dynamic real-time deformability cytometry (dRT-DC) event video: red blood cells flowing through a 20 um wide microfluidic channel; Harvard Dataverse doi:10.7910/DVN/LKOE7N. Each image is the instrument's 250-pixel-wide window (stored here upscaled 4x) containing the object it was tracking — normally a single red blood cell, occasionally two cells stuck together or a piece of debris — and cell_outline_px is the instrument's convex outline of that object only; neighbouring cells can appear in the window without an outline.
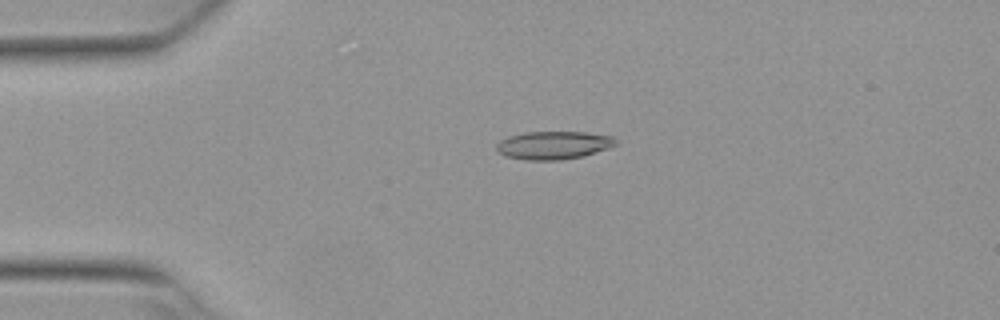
{"species": "Egyptian fruit bat (a non-hibernating species)", "species_latin": "Rousettus aegyptiacus", "temperature_condition": "warm", "stored_images_in_passage": 53, "camera_frame_rate_fps": 3000, "um_per_image_px": 0.085, "animal": {"sex": "female"}, "frame": {"image": 1, "passage_image": 12, "time_ms": 3.667, "image_size_px": [1000, 320], "cell_outline_px": [[616, 144], [608, 148], [584, 156], [560, 160], [524, 160], [504, 156], [496, 152], [496, 144], [500, 140], [508, 136], [524, 132], [584, 132], [612, 136], [616, 140]], "centroid_in_image_um": [46.99, 12.35], "position_along_channel_um": 38.0, "area_um2": 19.65}}
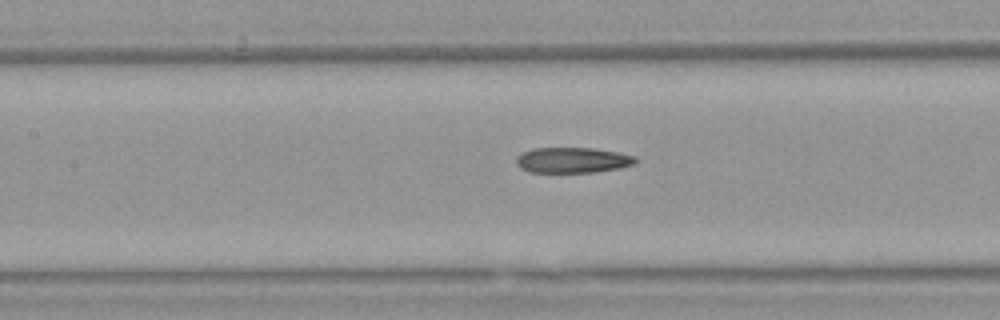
{"frame": {"image": 2, "passage_image": 24, "time_ms": 7.667, "image_size_px": [1000, 320], "cell_outline_px": [[636, 164], [620, 168], [596, 172], [528, 172], [520, 168], [516, 164], [516, 156], [532, 148], [596, 148], [620, 152], [636, 156]], "centroid_in_image_um": [48.69, 13.61], "position_along_channel_um": 158.7, "area_um2": 17.98}}
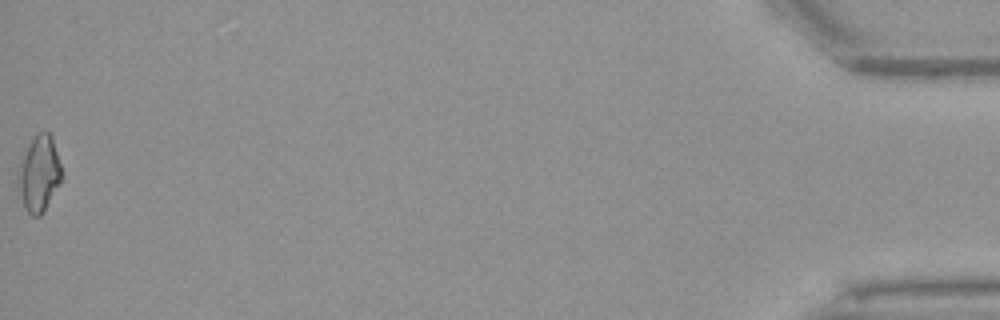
{"frame": {"image": 3, "passage_image": 53, "time_ms": 17.333, "image_size_px": [1000, 320], "cell_outline_px": [[60, 184], [40, 216], [32, 216], [24, 208], [20, 192], [20, 160], [32, 136], [36, 132], [48, 132], [52, 136], [60, 164]], "centroid_in_image_um": [3.33, 14.72], "position_along_channel_um": 431.9, "area_um2": 18.73}, "authors_computed_cell_mechanics": {"area_um2": 18.3804, "velocity_mm_per_s": 3.8645, "shape_relaxation_time_tau1_ms": null, "shape_relaxation_time_tau2_ms": 3.0803, "deformation_change_tau1": null, "deformation_change_tau2": 0.121}}